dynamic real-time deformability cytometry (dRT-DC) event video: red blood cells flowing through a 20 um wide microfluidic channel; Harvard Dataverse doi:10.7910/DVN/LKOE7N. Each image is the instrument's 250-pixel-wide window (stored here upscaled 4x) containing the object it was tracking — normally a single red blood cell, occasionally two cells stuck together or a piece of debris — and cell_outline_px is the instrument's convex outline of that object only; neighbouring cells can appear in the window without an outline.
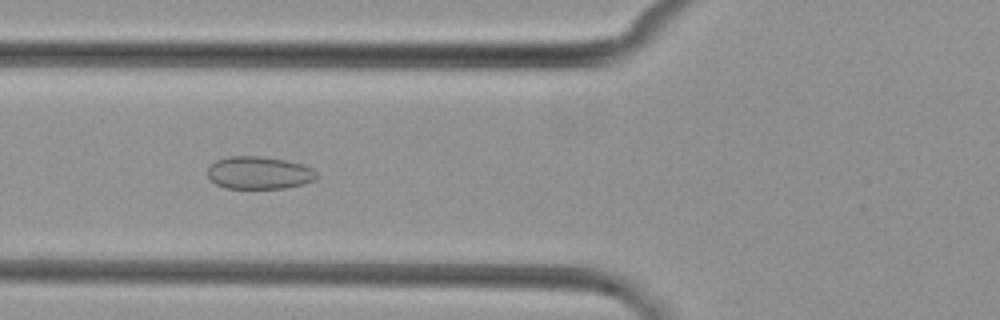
{"species": "common noctule bat (a hibernating species)", "species_latin": "Nyctalus noctula", "temperature_condition": "cold", "stored_images_in_passage": 7, "camera_frame_rate_fps": 3000, "um_per_image_px": 0.085, "animal": {"sex": "female", "body_mass_g": 29.2, "forearm_length_mm": 56.3}, "frame": {"image": 1, "passage_image": 5, "time_ms": 5.667, "image_size_px": [1000, 320], "cell_outline_px": [[320, 176], [316, 180], [304, 184], [284, 188], [224, 188], [216, 184], [208, 176], [208, 164], [216, 160], [228, 156], [260, 156], [284, 160], [300, 164], [312, 168]], "centroid_in_image_um": [22.02, 14.69], "position_along_channel_um": 103.8, "area_um2": 20.87}}
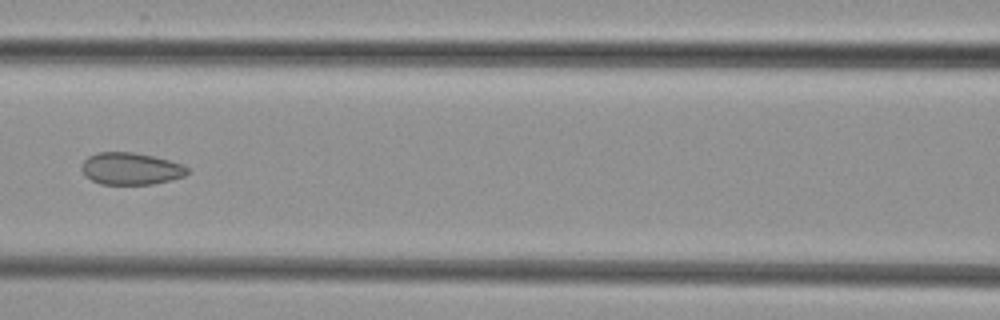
{"frame": {"image": 2, "passage_image": 6, "time_ms": 7.0, "image_size_px": [1000, 320], "cell_outline_px": [[188, 172], [184, 176], [152, 184], [100, 184], [84, 176], [80, 168], [80, 164], [88, 156], [96, 152], [132, 152], [152, 156], [184, 164], [188, 168]], "centroid_in_image_um": [11.06, 14.33], "position_along_channel_um": 155.5, "area_um2": 19.83}}
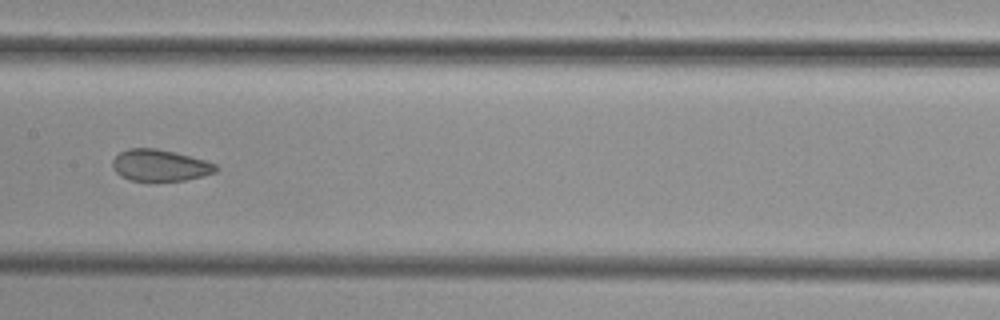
{"frame": {"image": 3, "passage_image": 7, "time_ms": 8.0, "image_size_px": [1000, 320], "cell_outline_px": [[220, 168], [216, 172], [184, 180], [152, 184], [148, 184], [128, 180], [120, 176], [112, 168], [112, 160], [120, 152], [128, 148], [156, 148], [176, 152], [204, 160], [216, 164]], "centroid_in_image_um": [13.55, 14.1], "position_along_channel_um": 193.8, "area_um2": 19.83}}